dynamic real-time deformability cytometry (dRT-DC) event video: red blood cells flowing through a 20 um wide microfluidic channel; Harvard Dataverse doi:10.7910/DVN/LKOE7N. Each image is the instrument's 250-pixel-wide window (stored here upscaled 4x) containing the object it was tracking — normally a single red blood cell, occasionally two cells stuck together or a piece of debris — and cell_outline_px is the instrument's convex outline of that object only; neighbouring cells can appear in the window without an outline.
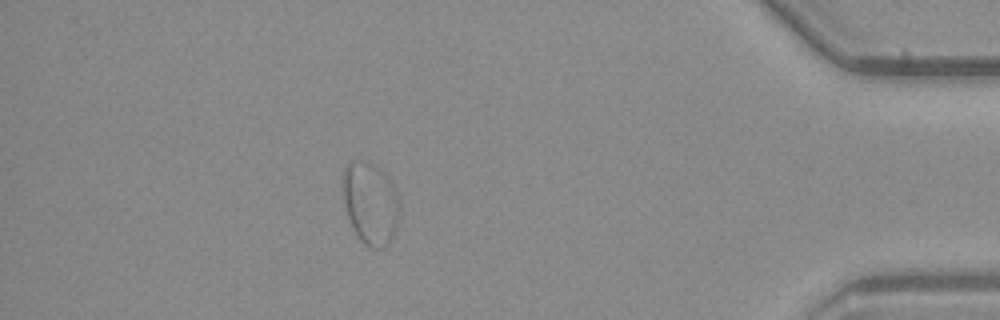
{"species": "common noctule bat (a hibernating species)", "species_latin": "Nyctalus noctula", "temperature_condition": "warm", "stored_images_in_passage": 54, "segment_of_instrument_passage": [2, 3], "camera_frame_rate_fps": 3000, "um_per_image_px": 0.085, "animal": {"sex": "male", "body_mass_g": 23.1, "forearm_length_mm": 52.7}, "frame": {"image": 1, "passage_image": 47, "time_ms": 15.333, "image_size_px": [1000, 320], "cell_outline_px": [[400, 212], [396, 228], [388, 244], [384, 248], [372, 248], [364, 244], [360, 240], [352, 228], [348, 216], [340, 188], [340, 180], [344, 168], [352, 160], [360, 160], [384, 168], [392, 180], [400, 204]], "centroid_in_image_um": [31.47, 17.23], "position_along_channel_um": 403.7, "area_um2": 28.09}}